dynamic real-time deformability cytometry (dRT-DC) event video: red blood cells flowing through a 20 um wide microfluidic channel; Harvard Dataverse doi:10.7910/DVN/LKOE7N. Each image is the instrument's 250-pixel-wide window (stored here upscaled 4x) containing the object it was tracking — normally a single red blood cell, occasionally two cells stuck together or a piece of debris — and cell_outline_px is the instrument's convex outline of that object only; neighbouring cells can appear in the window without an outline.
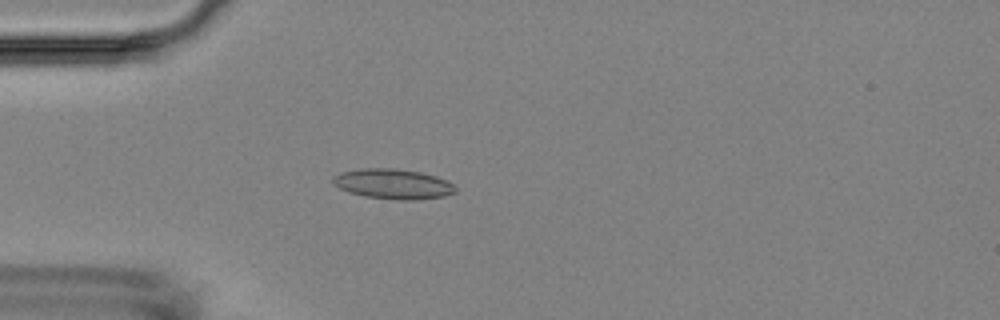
{"species": "Egyptian fruit bat (a non-hibernating species)", "species_latin": "Rousettus aegyptiacus", "temperature_condition": "room temperature", "stored_images_in_passage": 4, "camera_frame_rate_fps": 3000, "um_per_image_px": 0.085, "animal": {"sex": "female"}, "frame": {"image": 1, "passage_image": 4, "time_ms": 4.667, "image_size_px": [1000, 320], "cell_outline_px": [[456, 192], [444, 196], [416, 200], [400, 200], [364, 196], [348, 192], [332, 184], [332, 176], [340, 172], [360, 168], [396, 168], [420, 172], [436, 176], [452, 184], [456, 188]], "centroid_in_image_um": [33.36, 15.63], "position_along_channel_um": 51.6, "area_um2": 21.56}}